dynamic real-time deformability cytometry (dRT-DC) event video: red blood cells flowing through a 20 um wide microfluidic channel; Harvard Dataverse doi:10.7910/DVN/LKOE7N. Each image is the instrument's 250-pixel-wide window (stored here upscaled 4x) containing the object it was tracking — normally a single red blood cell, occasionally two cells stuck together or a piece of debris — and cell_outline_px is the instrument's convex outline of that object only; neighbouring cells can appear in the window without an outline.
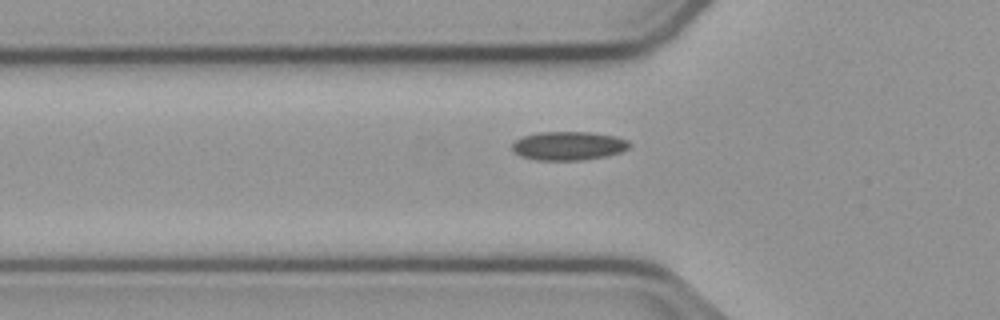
{"species": "common noctule bat (a hibernating species)", "species_latin": "Nyctalus noctula", "temperature_condition": "cold", "stored_images_in_passage": 41, "camera_frame_rate_fps": 3000, "um_per_image_px": 0.085, "animal": {"sex": "male", "body_mass_g": 23.1, "forearm_length_mm": 52.7}, "frame": {"image": 1, "passage_image": 6, "time_ms": 1.667, "image_size_px": [1000, 320], "cell_outline_px": [[632, 144], [628, 148], [620, 152], [604, 156], [580, 160], [536, 160], [520, 156], [512, 152], [512, 144], [516, 140], [524, 136], [540, 132], [592, 132], [616, 136], [628, 140]], "centroid_in_image_um": [48.31, 12.39], "position_along_channel_um": 77.5, "area_um2": 19.65}}
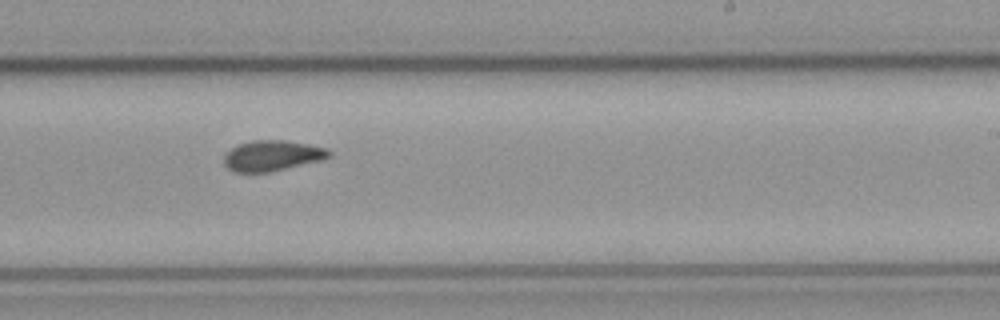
{"frame": {"image": 2, "passage_image": 21, "time_ms": 6.667, "image_size_px": [1000, 320], "cell_outline_px": [[332, 156], [324, 160], [268, 172], [232, 172], [224, 164], [224, 156], [232, 148], [240, 144], [256, 140], [284, 140], [308, 144], [328, 148], [332, 152]], "centroid_in_image_um": [23.19, 13.24], "position_along_channel_um": 265.8, "area_um2": 18.73}}
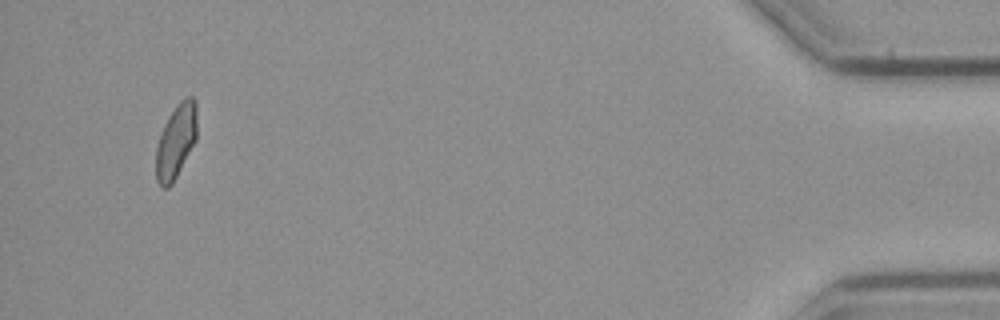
{"frame": {"image": 3, "passage_image": 40, "time_ms": 13.0, "image_size_px": [1000, 320], "cell_outline_px": [[196, 140], [172, 184], [168, 188], [160, 188], [156, 180], [156, 148], [160, 132], [168, 116], [176, 104], [184, 96], [192, 96], [196, 100]], "centroid_in_image_um": [14.94, 11.99], "position_along_channel_um": 420.3, "area_um2": 17.92}}